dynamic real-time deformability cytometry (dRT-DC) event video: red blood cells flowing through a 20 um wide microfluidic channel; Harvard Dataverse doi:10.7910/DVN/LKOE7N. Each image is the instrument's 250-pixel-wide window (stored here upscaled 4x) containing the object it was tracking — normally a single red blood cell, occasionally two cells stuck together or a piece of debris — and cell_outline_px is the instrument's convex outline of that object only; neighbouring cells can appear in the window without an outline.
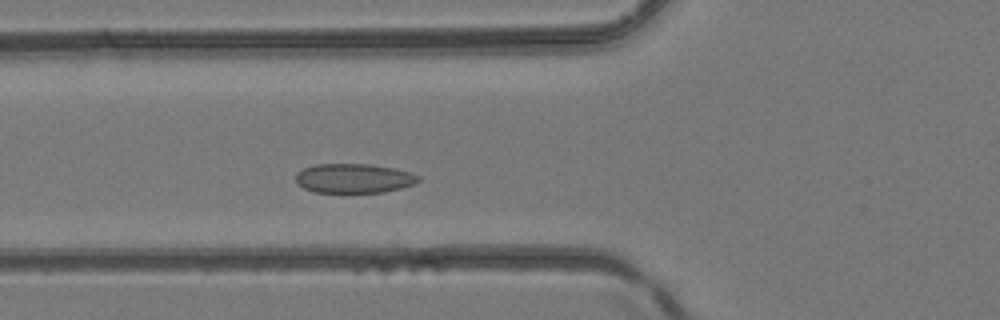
{"species": "common noctule bat (a hibernating species)", "species_latin": "Nyctalus noctula", "temperature_condition": "room temperature", "stored_images_in_passage": 37, "camera_frame_rate_fps": 3000, "um_per_image_px": 0.085, "animal": {"sex": "female", "body_mass_g": 24.6, "forearm_length_mm": 56.2}, "frame": {"image": 1, "passage_image": 10, "time_ms": 3.0, "image_size_px": [1000, 320], "cell_outline_px": [[420, 180], [416, 184], [384, 192], [316, 192], [304, 188], [296, 184], [296, 172], [304, 168], [316, 164], [372, 164], [412, 172], [420, 176]], "centroid_in_image_um": [30.09, 15.15], "position_along_channel_um": 95.7, "area_um2": 21.1}}
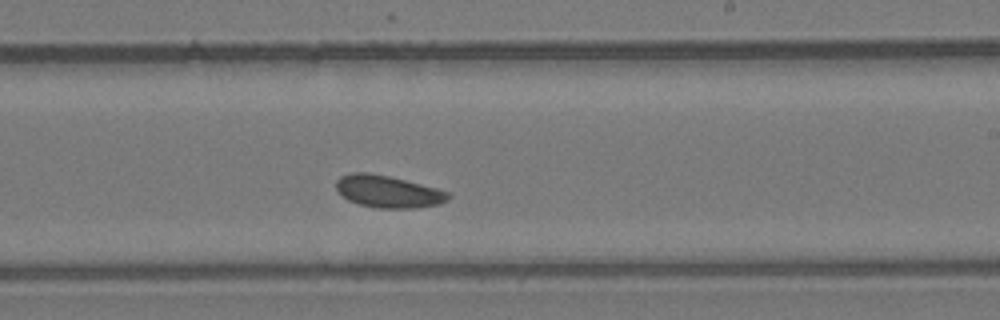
{"frame": {"image": 2, "passage_image": 20, "time_ms": 6.333, "image_size_px": [1000, 320], "cell_outline_px": [[452, 196], [448, 200], [440, 204], [416, 208], [376, 208], [360, 204], [348, 200], [336, 188], [336, 180], [340, 176], [352, 172], [368, 172], [388, 176], [436, 188], [448, 192]], "centroid_in_image_um": [32.99, 16.28], "position_along_channel_um": 256.0, "area_um2": 20.92}}
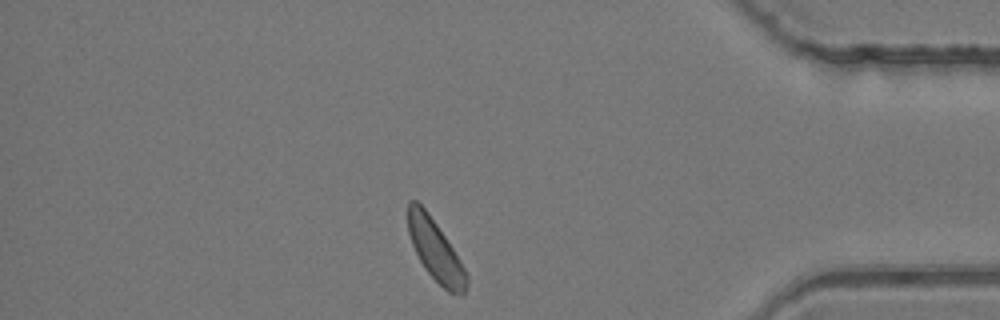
{"frame": {"image": 3, "passage_image": 31, "time_ms": 10.0, "image_size_px": [1000, 320], "cell_outline_px": [[468, 284], [464, 296], [460, 296], [448, 292], [424, 268], [412, 244], [408, 232], [408, 200], [416, 200], [428, 212], [452, 248], [464, 268], [468, 276]], "centroid_in_image_um": [37.02, 21.31], "position_along_channel_um": 398.2, "area_um2": 20.52}}